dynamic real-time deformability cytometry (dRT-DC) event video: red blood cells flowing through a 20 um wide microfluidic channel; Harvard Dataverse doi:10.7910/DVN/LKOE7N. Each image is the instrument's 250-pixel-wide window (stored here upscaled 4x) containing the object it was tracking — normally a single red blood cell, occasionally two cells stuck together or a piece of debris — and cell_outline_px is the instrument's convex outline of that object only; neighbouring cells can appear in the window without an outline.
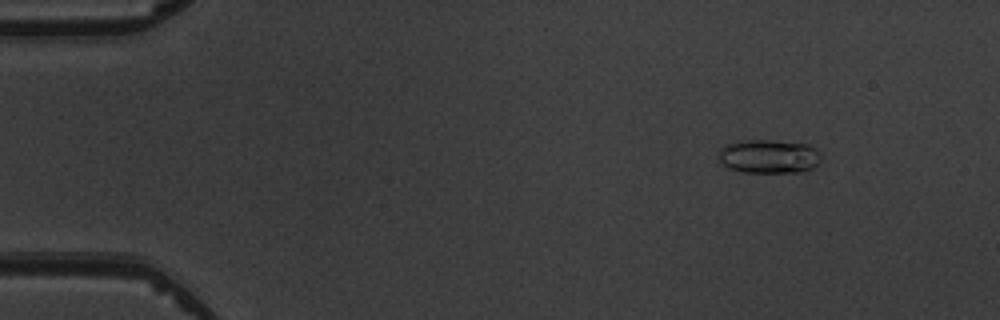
{"species": "common noctule bat (a hibernating species)", "species_latin": "Nyctalus noctula", "temperature_condition": "warm", "stored_images_in_passage": 4, "camera_frame_rate_fps": 3000, "um_per_image_px": 0.085, "animal": {"sex": "male", "body_mass_g": 19.5, "forearm_length_mm": 54.6}, "frame": {"image": 1, "passage_image": 2, "time_ms": 1.0, "image_size_px": [1000, 320], "cell_outline_px": [[820, 164], [804, 172], [744, 172], [728, 168], [720, 160], [720, 148], [728, 144], [744, 140], [772, 140], [808, 144], [816, 148], [820, 152]], "centroid_in_image_um": [65.42, 13.29], "position_along_channel_um": 19.6, "area_um2": 20.23}}